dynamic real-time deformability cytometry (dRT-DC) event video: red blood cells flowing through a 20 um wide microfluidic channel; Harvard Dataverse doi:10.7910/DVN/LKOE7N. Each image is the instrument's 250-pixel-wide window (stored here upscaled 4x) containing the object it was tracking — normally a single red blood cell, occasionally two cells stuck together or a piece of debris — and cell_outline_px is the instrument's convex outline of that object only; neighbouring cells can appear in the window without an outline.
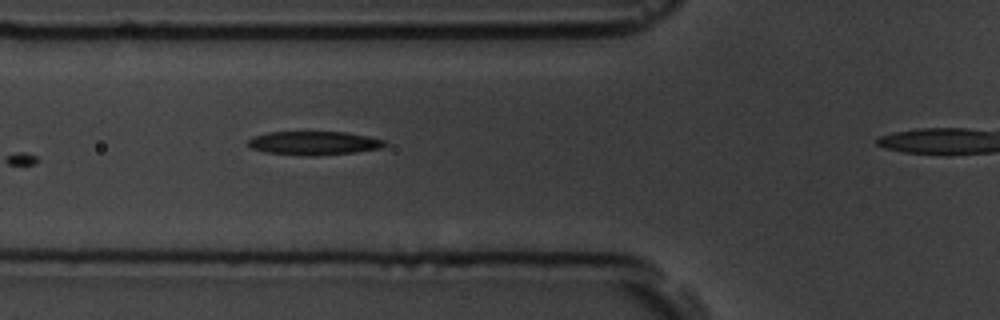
{"species": "common noctule bat (a hibernating species)", "species_latin": "Nyctalus noctula", "temperature_condition": "room temperature", "stored_images_in_passage": 8, "camera_frame_rate_fps": 3000, "um_per_image_px": 0.085, "animal": {"sex": "male", "body_mass_g": 19.5, "forearm_length_mm": 54.6}, "frame": {"image": 1, "passage_image": 7, "time_ms": 6.667, "image_size_px": [1000, 320], "cell_outline_px": [[388, 144], [380, 148], [356, 152], [312, 156], [264, 152], [252, 148], [248, 144], [248, 140], [252, 136], [268, 132], [348, 132], [384, 140]], "centroid_in_image_um": [26.67, 12.16], "position_along_channel_um": 99.1, "area_um2": 18.79}}